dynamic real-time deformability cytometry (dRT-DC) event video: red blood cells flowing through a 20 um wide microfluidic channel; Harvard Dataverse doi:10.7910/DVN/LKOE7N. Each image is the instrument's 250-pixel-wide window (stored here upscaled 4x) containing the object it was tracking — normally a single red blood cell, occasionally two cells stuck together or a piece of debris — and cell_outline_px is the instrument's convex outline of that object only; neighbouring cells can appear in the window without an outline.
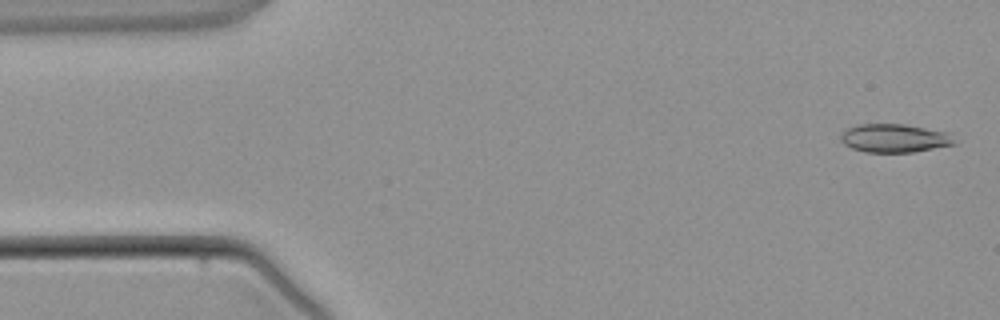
{"species": "common noctule bat (a hibernating species)", "species_latin": "Nyctalus noctula", "temperature_condition": "warm", "stored_images_in_passage": 4, "camera_frame_rate_fps": 3000, "um_per_image_px": 0.085, "animal": {"sex": "male", "body_mass_g": 21.5, "forearm_length_mm": 52.0}, "frame": {"image": 1, "passage_image": 1, "time_ms": 0.0, "image_size_px": [1000, 320], "cell_outline_px": [[956, 144], [912, 152], [864, 152], [852, 148], [844, 144], [840, 140], [840, 136], [848, 128], [856, 124], [904, 124], [952, 132], [956, 140]], "centroid_in_image_um": [76.08, 11.74], "position_along_channel_um": 8.9, "area_um2": 19.07}}
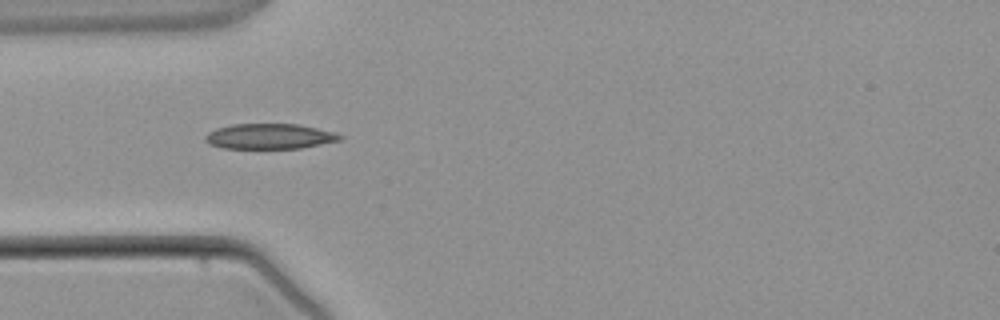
{"frame": {"image": 2, "passage_image": 4, "time_ms": 3.667, "image_size_px": [1000, 320], "cell_outline_px": [[344, 140], [300, 148], [220, 148], [208, 144], [204, 140], [204, 136], [208, 132], [216, 128], [232, 124], [296, 124], [336, 132], [344, 136]], "centroid_in_image_um": [22.91, 11.59], "position_along_channel_um": 62.1, "area_um2": 20.06}}